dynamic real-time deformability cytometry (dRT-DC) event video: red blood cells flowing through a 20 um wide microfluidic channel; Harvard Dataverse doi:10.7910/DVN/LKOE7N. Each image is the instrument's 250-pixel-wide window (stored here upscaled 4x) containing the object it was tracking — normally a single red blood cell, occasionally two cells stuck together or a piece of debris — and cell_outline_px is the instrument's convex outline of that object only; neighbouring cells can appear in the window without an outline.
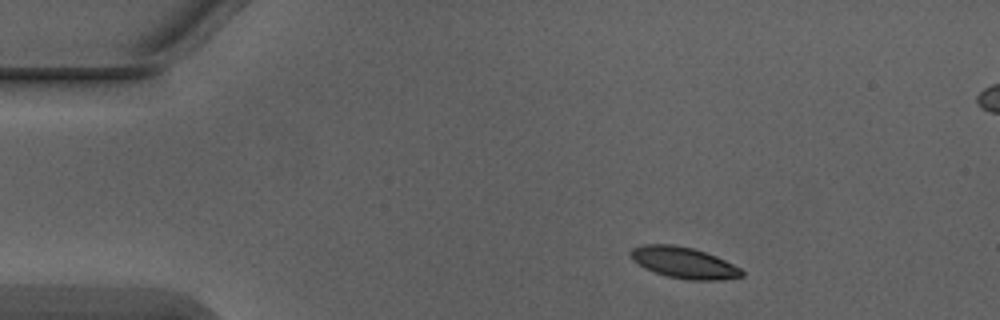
{"species": "Egyptian fruit bat (a non-hibernating species)", "species_latin": "Rousettus aegyptiacus", "temperature_condition": "warm", "stored_images_in_passage": 3, "segment_of_instrument_passage": [1, 2], "camera_frame_rate_fps": 3000, "um_per_image_px": 0.085, "animal": {"sex": "male"}, "frame": {"image": 1, "passage_image": 1, "time_ms": 0.0, "image_size_px": [1000, 320], "cell_outline_px": [[744, 276], [720, 280], [692, 280], [668, 276], [644, 268], [632, 260], [628, 252], [632, 248], [644, 244], [672, 244], [692, 248], [716, 256], [740, 268], [744, 272]], "centroid_in_image_um": [58.1, 22.32], "position_along_channel_um": 26.9, "area_um2": 20.11}}